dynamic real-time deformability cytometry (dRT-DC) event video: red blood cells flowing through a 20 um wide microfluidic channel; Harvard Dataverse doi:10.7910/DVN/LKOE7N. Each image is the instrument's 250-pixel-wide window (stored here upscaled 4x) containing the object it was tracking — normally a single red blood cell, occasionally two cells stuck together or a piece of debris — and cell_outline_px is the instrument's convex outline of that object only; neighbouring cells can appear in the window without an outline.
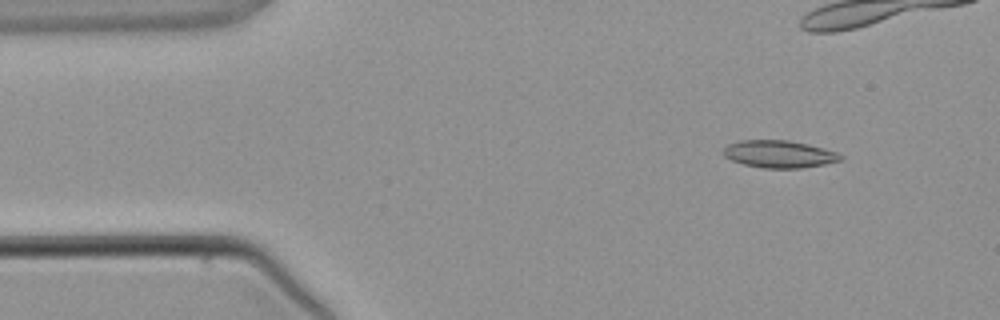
{"species": "common noctule bat (a hibernating species)", "species_latin": "Nyctalus noctula", "temperature_condition": "warm", "stored_images_in_passage": 7, "camera_frame_rate_fps": 3000, "um_per_image_px": 0.085, "animal": {"sex": "male", "body_mass_g": 21.5, "forearm_length_mm": 52.0}, "frame": {"image": 1, "passage_image": 2, "time_ms": 1.333, "image_size_px": [1000, 320], "cell_outline_px": [[844, 160], [824, 164], [800, 168], [764, 168], [744, 164], [732, 160], [724, 156], [724, 148], [728, 144], [740, 140], [788, 140], [808, 144], [824, 148], [836, 152], [844, 156]], "centroid_in_image_um": [66.26, 13.09], "position_along_channel_um": 18.7, "area_um2": 18.67}}
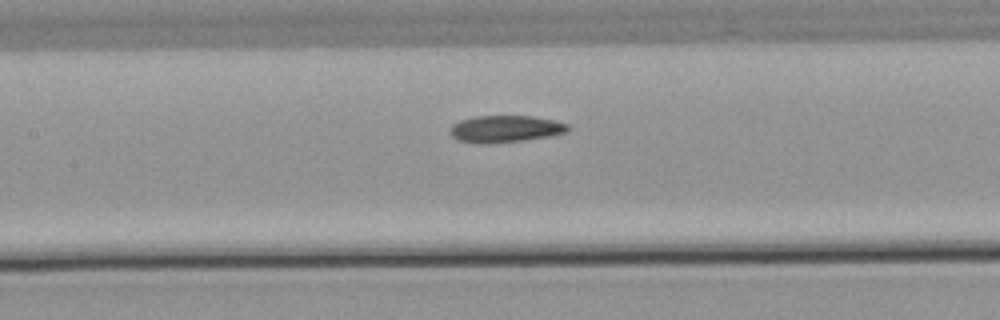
{"frame": {"image": 2, "passage_image": 7, "time_ms": 8.0, "image_size_px": [1000, 320], "cell_outline_px": [[572, 128], [568, 132], [548, 136], [524, 140], [484, 144], [460, 140], [452, 136], [452, 124], [460, 120], [476, 116], [532, 116], [556, 120], [568, 124]], "centroid_in_image_um": [43.03, 10.94], "position_along_channel_um": 164.4, "area_um2": 18.38}}